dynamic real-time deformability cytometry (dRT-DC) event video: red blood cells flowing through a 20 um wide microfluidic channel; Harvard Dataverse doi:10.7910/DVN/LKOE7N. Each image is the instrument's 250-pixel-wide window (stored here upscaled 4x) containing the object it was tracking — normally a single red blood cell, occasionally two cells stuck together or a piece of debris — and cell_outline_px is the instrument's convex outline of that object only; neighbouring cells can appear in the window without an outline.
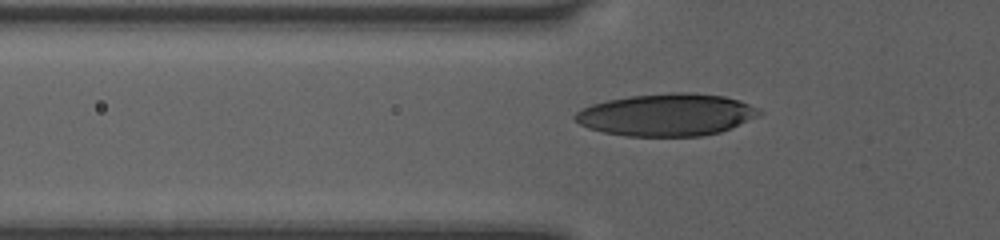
{"species": "human", "species_latin": "Homo sapiens", "temperature_condition": "room temperature", "stored_images_in_passage": 40, "camera_frame_rate_fps": 3000, "um_per_image_px": 0.085, "donor": {"sex": "female"}, "frame": {"image": 1, "passage_image": 6, "time_ms": 1.667, "image_size_px": [1000, 240], "cell_outline_px": [[764, 112], [760, 116], [732, 128], [720, 132], [700, 136], [624, 136], [604, 132], [588, 128], [580, 124], [572, 116], [576, 112], [592, 104], [608, 100], [632, 96], [672, 92], [688, 92], [724, 96], [740, 100], [760, 108]], "centroid_in_image_um": [56.72, 9.76], "position_along_channel_um": 69.1, "area_um2": 45.55}}
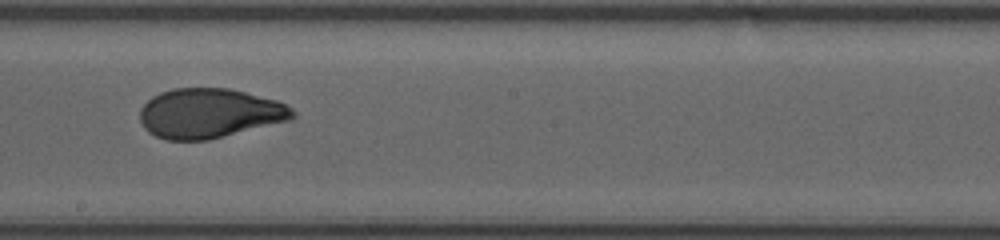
{"frame": {"image": 2, "passage_image": 18, "time_ms": 5.667, "image_size_px": [1000, 240], "cell_outline_px": [[296, 116], [292, 120], [208, 140], [168, 140], [156, 136], [148, 132], [144, 128], [140, 120], [140, 108], [152, 96], [160, 92], [172, 88], [228, 88], [276, 100], [292, 108], [296, 112]], "centroid_in_image_um": [17.81, 9.63], "position_along_channel_um": 230.4, "area_um2": 44.33}}
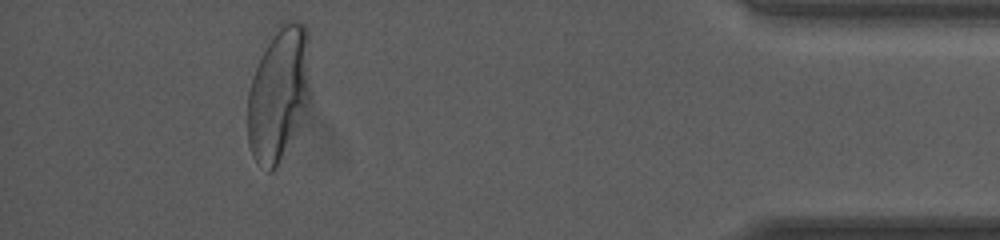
{"frame": {"image": 3, "passage_image": 35, "time_ms": 11.333, "image_size_px": [1000, 240], "cell_outline_px": [[312, 104], [276, 168], [272, 172], [268, 172], [252, 156], [248, 144], [248, 92], [260, 56], [280, 20], [296, 20], [304, 24], [308, 36], [312, 92]], "centroid_in_image_um": [23.75, 7.95], "position_along_channel_um": 411.5, "area_um2": 50.34}}